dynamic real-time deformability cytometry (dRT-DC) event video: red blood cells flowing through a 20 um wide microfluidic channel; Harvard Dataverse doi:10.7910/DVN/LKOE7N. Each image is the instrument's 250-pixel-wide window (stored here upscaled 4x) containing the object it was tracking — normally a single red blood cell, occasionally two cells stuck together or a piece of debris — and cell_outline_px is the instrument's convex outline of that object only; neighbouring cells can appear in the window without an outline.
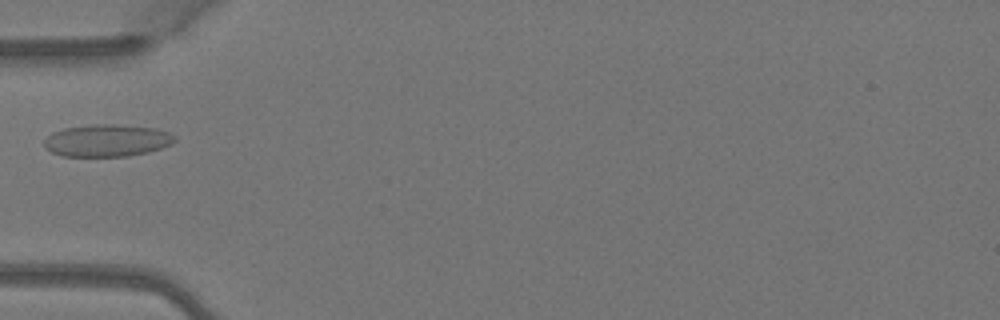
{"species": "Egyptian fruit bat (a non-hibernating species)", "species_latin": "Rousettus aegyptiacus", "temperature_condition": "warm", "stored_images_in_passage": 3, "camera_frame_rate_fps": 3000, "um_per_image_px": 0.085, "animal": {"sex": "female"}, "frame": {"image": 1, "passage_image": 2, "time_ms": 0.333, "image_size_px": [1000, 320], "cell_outline_px": [[176, 140], [172, 144], [148, 152], [128, 156], [60, 156], [44, 148], [44, 140], [52, 132], [64, 128], [96, 124], [112, 124], [156, 128], [168, 132], [176, 136]], "centroid_in_image_um": [9.09, 11.94], "position_along_channel_um": 75.9, "area_um2": 24.57}}
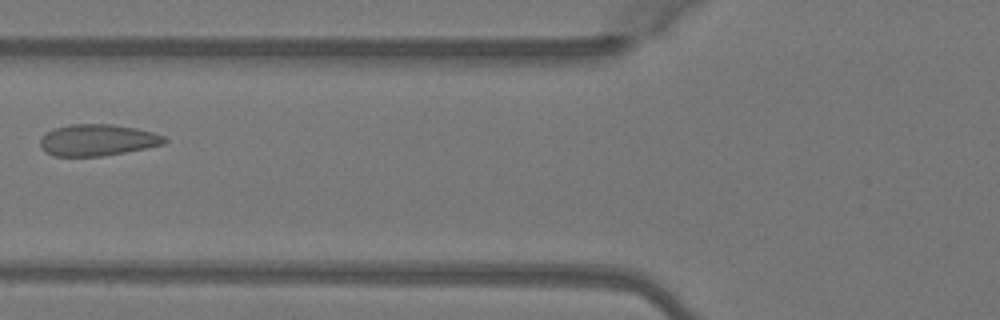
{"frame": {"image": 2, "passage_image": 3, "time_ms": 0.667, "image_size_px": [1000, 320], "cell_outline_px": [[168, 140], [164, 144], [124, 152], [100, 156], [52, 156], [44, 152], [40, 144], [40, 140], [48, 132], [56, 128], [68, 124], [112, 124], [136, 128], [152, 132], [164, 136]], "centroid_in_image_um": [8.28, 11.9], "position_along_channel_um": 117.5, "area_um2": 22.66}}